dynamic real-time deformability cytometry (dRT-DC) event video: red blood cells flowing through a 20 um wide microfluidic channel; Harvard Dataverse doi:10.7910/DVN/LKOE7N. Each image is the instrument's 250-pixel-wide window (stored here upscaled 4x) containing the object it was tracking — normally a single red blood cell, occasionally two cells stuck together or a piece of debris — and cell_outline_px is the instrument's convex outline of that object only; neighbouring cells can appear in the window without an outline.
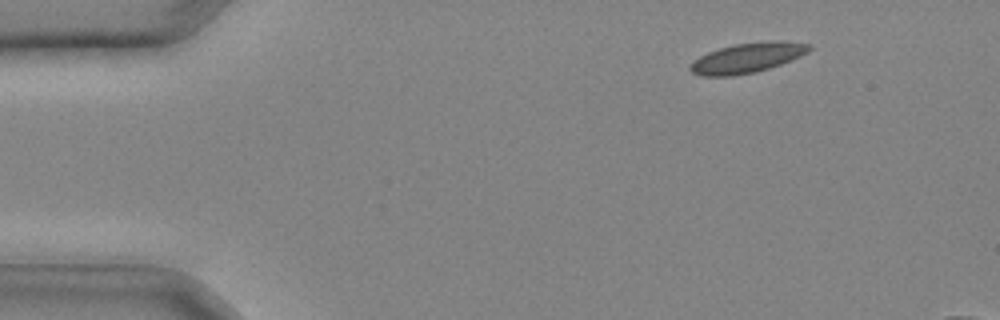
{"species": "common noctule bat (a hibernating species)", "species_latin": "Nyctalus noctula", "temperature_condition": "cold", "stored_images_in_passage": 10, "camera_frame_rate_fps": 3000, "um_per_image_px": 0.085, "animal": {"sex": "male", "body_mass_g": 20.4}, "frame": {"image": 1, "passage_image": 4, "time_ms": 1.0, "image_size_px": [1000, 320], "cell_outline_px": [[812, 48], [808, 52], [792, 60], [756, 72], [732, 76], [700, 76], [692, 72], [688, 68], [688, 64], [692, 60], [708, 52], [720, 48], [736, 44], [812, 44]], "centroid_in_image_um": [63.36, 4.99], "position_along_channel_um": 21.6, "area_um2": 19.71}}